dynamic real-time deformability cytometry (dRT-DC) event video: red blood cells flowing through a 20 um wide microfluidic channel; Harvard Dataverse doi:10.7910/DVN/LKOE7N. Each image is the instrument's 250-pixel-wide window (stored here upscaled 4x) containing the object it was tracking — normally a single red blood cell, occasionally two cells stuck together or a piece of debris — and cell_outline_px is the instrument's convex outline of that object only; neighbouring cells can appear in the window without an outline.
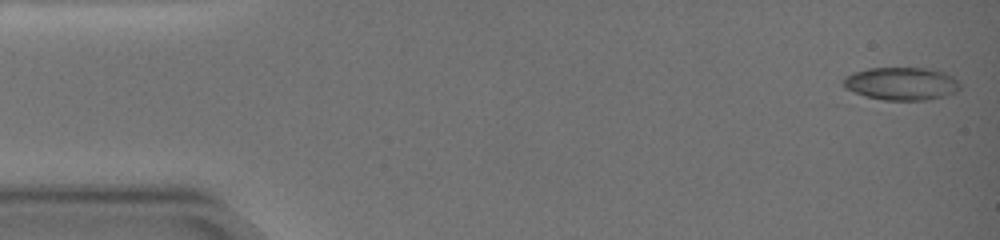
{"species": "common noctule bat (a hibernating species)", "species_latin": "Nyctalus noctula", "temperature_condition": "warm", "stored_images_in_passage": 8, "camera_frame_rate_fps": 3000, "um_per_image_px": 0.085, "animal": {"sex": "female", "body_mass_g": 19.0, "forearm_length_mm": 51.5}, "frame": {"image": 1, "passage_image": 1, "time_ms": 0.0, "image_size_px": [1000, 240], "cell_outline_px": [[960, 88], [956, 92], [944, 96], [928, 100], [884, 100], [864, 96], [852, 92], [844, 88], [844, 76], [868, 68], [932, 68], [944, 72], [952, 76], [960, 84]], "centroid_in_image_um": [76.62, 7.11], "position_along_channel_um": 8.4, "area_um2": 22.48}}
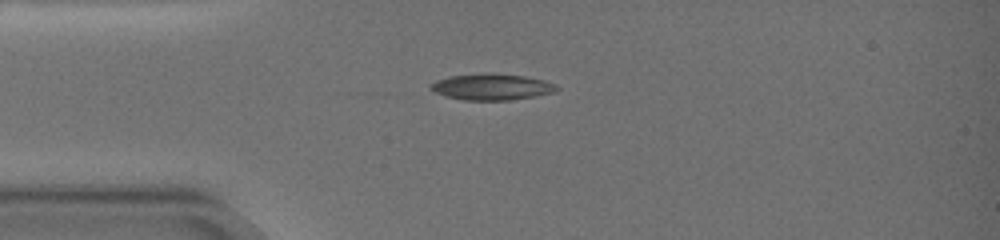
{"frame": {"image": 2, "passage_image": 5, "time_ms": 4.333, "image_size_px": [1000, 240], "cell_outline_px": [[560, 88], [556, 92], [536, 96], [508, 100], [464, 100], [444, 96], [428, 88], [428, 84], [436, 80], [448, 76], [484, 72], [492, 72], [524, 76], [544, 80], [556, 84]], "centroid_in_image_um": [41.78, 7.37], "position_along_channel_um": 43.2, "area_um2": 19.71}}
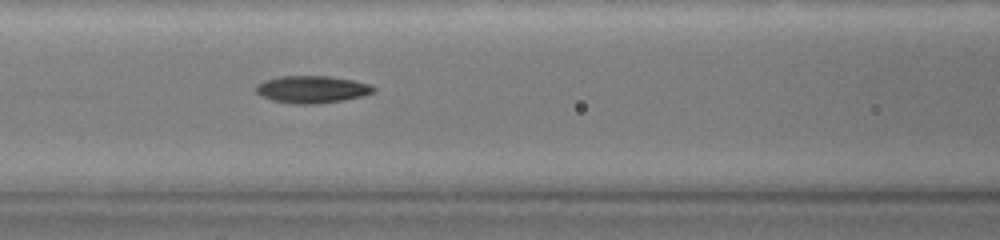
{"frame": {"image": 3, "passage_image": 8, "time_ms": 7.667, "image_size_px": [1000, 240], "cell_outline_px": [[376, 92], [344, 100], [316, 104], [292, 104], [272, 100], [260, 96], [256, 92], [256, 84], [264, 80], [280, 76], [328, 76], [352, 80], [372, 84], [376, 88]], "centroid_in_image_um": [26.51, 7.6], "position_along_channel_um": 140.1, "area_um2": 18.84}}